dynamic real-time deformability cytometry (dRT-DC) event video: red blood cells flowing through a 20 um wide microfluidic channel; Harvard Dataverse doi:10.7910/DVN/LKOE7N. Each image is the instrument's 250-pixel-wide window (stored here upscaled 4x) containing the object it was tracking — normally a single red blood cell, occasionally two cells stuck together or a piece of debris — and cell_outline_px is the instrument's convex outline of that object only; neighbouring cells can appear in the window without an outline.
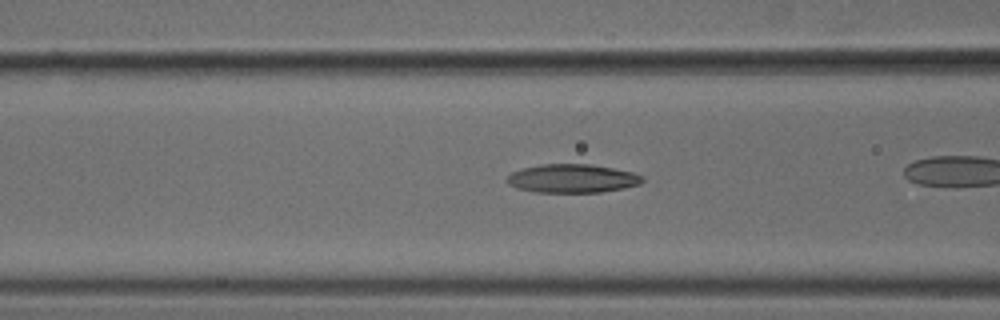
{"species": "common noctule bat (a hibernating species)", "species_latin": "Nyctalus noctula", "temperature_condition": "cold", "stored_images_in_passage": 25, "camera_frame_rate_fps": 3000, "um_per_image_px": 0.085, "animal": {"sex": "male", "body_mass_g": 18.8}, "frame": {"image": 1, "passage_image": 4, "time_ms": 1.0, "image_size_px": [1000, 320], "cell_outline_px": [[644, 180], [640, 184], [624, 188], [600, 192], [536, 192], [516, 188], [508, 184], [504, 180], [512, 172], [524, 168], [540, 164], [592, 164], [632, 172], [644, 176]], "centroid_in_image_um": [48.64, 15.17], "position_along_channel_um": 118.0, "area_um2": 22.6}}